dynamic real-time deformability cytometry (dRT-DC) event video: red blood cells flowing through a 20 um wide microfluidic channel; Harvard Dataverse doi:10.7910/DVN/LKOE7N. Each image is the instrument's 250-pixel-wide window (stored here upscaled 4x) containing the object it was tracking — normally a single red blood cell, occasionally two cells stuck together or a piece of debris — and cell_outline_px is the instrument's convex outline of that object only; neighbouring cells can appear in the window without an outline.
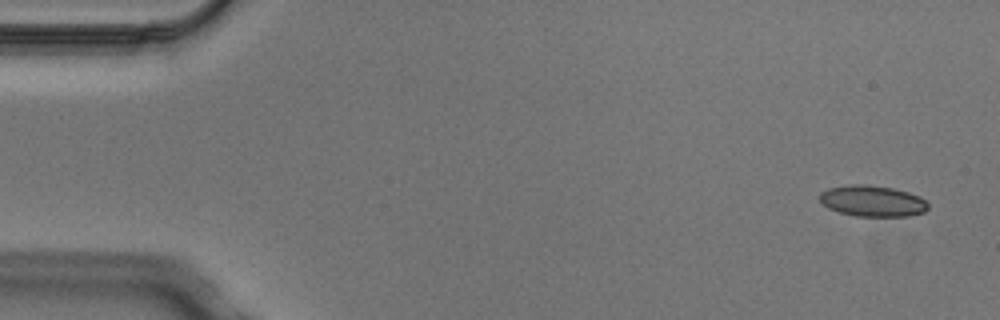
{"species": "Egyptian fruit bat (a non-hibernating species)", "species_latin": "Rousettus aegyptiacus", "temperature_condition": "cold", "stored_images_in_passage": 4, "segment_of_instrument_passage": [1, 2], "camera_frame_rate_fps": 3000, "um_per_image_px": 0.085, "animal": {"sex": "male"}, "frame": {"image": 1, "passage_image": 1, "time_ms": 0.0, "image_size_px": [1000, 320], "cell_outline_px": [[928, 208], [924, 212], [908, 216], [856, 216], [840, 212], [828, 208], [820, 200], [820, 192], [828, 188], [852, 184], [864, 184], [892, 188], [908, 192], [920, 196], [928, 204]], "centroid_in_image_um": [74.16, 17.08], "position_along_channel_um": 10.8, "area_um2": 19.54}}